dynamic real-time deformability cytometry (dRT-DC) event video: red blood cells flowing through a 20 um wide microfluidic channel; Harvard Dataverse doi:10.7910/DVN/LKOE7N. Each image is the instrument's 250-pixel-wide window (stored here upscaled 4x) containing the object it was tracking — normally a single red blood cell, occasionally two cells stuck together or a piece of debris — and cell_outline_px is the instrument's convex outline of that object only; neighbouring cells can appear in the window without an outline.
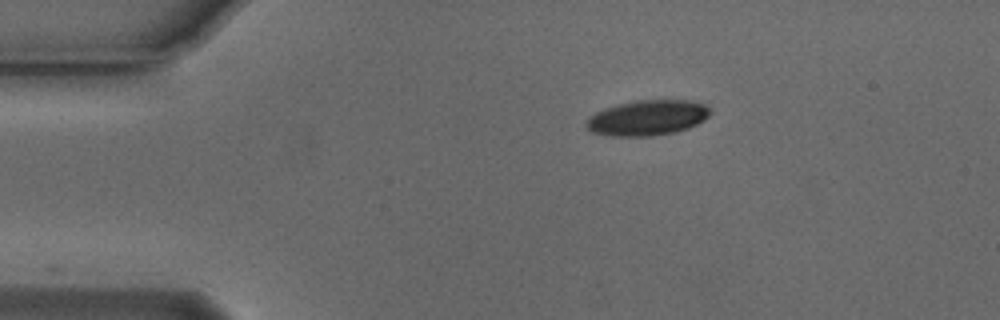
{"species": "Egyptian fruit bat (a non-hibernating species)", "species_latin": "Rousettus aegyptiacus", "temperature_condition": "cold", "stored_images_in_passage": 45, "camera_frame_rate_fps": 3000, "um_per_image_px": 0.085, "animal": {"sex": "male"}, "frame": {"image": 1, "passage_image": 1, "time_ms": 0.0, "image_size_px": [1000, 320], "cell_outline_px": [[712, 112], [704, 120], [688, 128], [676, 132], [652, 136], [612, 136], [592, 132], [588, 128], [588, 120], [596, 112], [604, 108], [636, 100], [688, 100], [704, 104]], "centroid_in_image_um": [55.07, 10.01], "position_along_channel_um": 29.9, "area_um2": 25.26}}
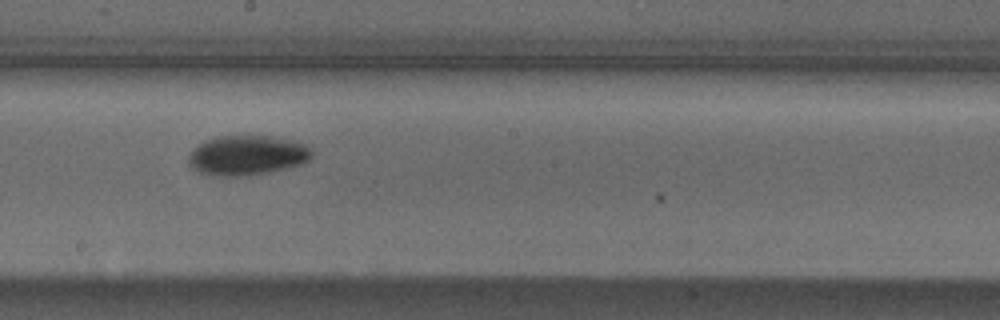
{"frame": {"image": 2, "passage_image": 21, "time_ms": 6.667, "image_size_px": [1000, 320], "cell_outline_px": [[312, 156], [308, 160], [300, 164], [288, 168], [248, 176], [216, 176], [200, 172], [192, 168], [188, 164], [188, 156], [192, 148], [204, 140], [216, 136], [244, 132], [280, 136], [308, 144], [312, 152]], "centroid_in_image_um": [21.0, 13.13], "position_along_channel_um": 227.2, "area_um2": 30.06}}
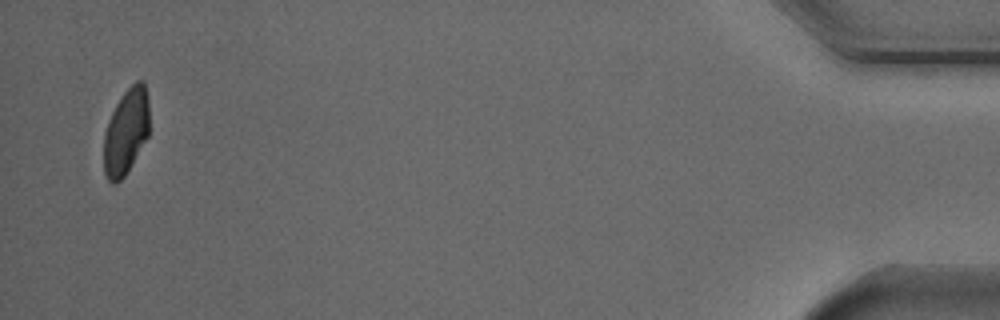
{"frame": {"image": 3, "passage_image": 44, "time_ms": 14.333, "image_size_px": [1000, 320], "cell_outline_px": [[148, 136], [124, 176], [116, 184], [112, 184], [108, 180], [104, 172], [104, 132], [108, 120], [120, 96], [136, 80], [144, 80], [148, 100]], "centroid_in_image_um": [10.7, 11.17], "position_along_channel_um": 424.5, "area_um2": 22.72}, "authors_computed_cell_mechanics": {"area_um2": 26.588, "velocity_mm_per_s": 3.7596, "shape_relaxation_time_tau1_ms": 2.3194, "shape_relaxation_time_tau2_ms": null, "deformation_change_tau1": 0.1232, "deformation_change_tau2": null}}